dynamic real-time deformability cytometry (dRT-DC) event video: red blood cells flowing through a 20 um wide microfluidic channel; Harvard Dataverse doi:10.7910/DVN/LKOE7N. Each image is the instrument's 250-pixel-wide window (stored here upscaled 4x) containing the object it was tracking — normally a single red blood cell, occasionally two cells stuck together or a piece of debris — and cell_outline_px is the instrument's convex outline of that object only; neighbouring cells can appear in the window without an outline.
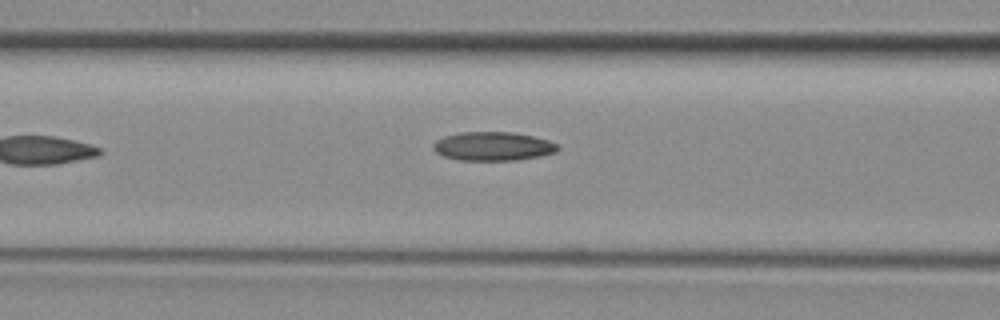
{"species": "common noctule bat (a hibernating species)", "species_latin": "Nyctalus noctula", "temperature_condition": "room temperature", "stored_images_in_passage": 6, "camera_frame_rate_fps": 3000, "um_per_image_px": 0.085, "animal": {"sex": "female", "body_mass_g": 29.2, "forearm_length_mm": 56.3}, "frame": {"image": 1, "passage_image": 6, "time_ms": 1.667, "image_size_px": [1000, 320], "cell_outline_px": [[560, 148], [556, 152], [540, 156], [516, 160], [460, 160], [444, 156], [436, 152], [432, 148], [432, 144], [436, 140], [444, 136], [460, 132], [512, 132], [532, 136], [548, 140], [560, 144]], "centroid_in_image_um": [41.91, 12.43], "position_along_channel_um": 124.7, "area_um2": 20.98}}